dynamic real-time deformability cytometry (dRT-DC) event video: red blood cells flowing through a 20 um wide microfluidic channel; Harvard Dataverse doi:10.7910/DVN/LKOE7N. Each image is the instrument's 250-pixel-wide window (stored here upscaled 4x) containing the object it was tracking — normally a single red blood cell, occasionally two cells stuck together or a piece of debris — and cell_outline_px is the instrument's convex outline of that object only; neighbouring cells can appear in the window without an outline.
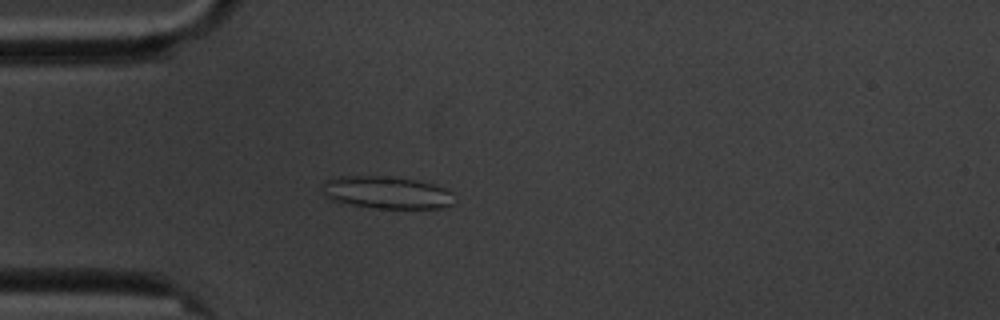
{"species": "common noctule bat (a hibernating species)", "species_latin": "Nyctalus noctula", "temperature_condition": "cold", "stored_images_in_passage": 4, "camera_frame_rate_fps": 3000, "um_per_image_px": 0.085, "animal": {"sex": "male", "body_mass_g": 20.1, "forearm_length_mm": 53.5}, "frame": {"image": 1, "passage_image": 4, "time_ms": 3.333, "image_size_px": [1000, 320], "cell_outline_px": [[452, 204], [444, 208], [376, 208], [352, 204], [332, 200], [324, 196], [320, 184], [324, 180], [336, 176], [388, 176], [416, 180], [432, 184], [444, 188], [452, 192]], "centroid_in_image_um": [32.8, 16.35], "position_along_channel_um": 52.2, "area_um2": 24.97}}